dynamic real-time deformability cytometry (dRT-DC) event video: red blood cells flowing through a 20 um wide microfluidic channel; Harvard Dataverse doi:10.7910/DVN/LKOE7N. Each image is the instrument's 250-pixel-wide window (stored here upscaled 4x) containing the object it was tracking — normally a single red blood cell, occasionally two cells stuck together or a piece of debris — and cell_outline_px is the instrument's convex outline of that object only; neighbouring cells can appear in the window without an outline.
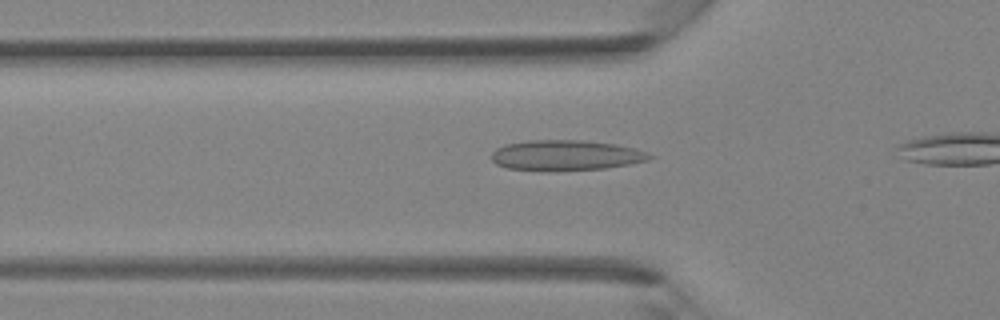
{"species": "Egyptian fruit bat (a non-hibernating species)", "species_latin": "Rousettus aegyptiacus", "temperature_condition": "room temperature", "stored_images_in_passage": 17, "camera_frame_rate_fps": 3000, "um_per_image_px": 0.085, "animal": {"sex": "female"}, "frame": {"image": 1, "passage_image": 10, "time_ms": 3.0, "image_size_px": [1000, 320], "cell_outline_px": [[656, 156], [648, 160], [628, 164], [604, 168], [548, 172], [508, 168], [496, 164], [492, 160], [492, 152], [496, 148], [508, 144], [528, 140], [580, 140], [616, 144], [636, 148], [648, 152]], "centroid_in_image_um": [48.11, 13.21], "position_along_channel_um": 77.7, "area_um2": 28.26}}
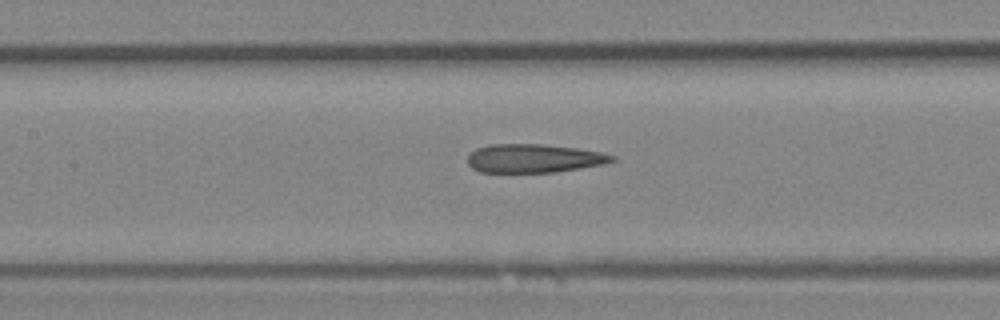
{"frame": {"image": 2, "passage_image": 15, "time_ms": 4.667, "image_size_px": [1000, 320], "cell_outline_px": [[616, 160], [604, 164], [556, 172], [480, 172], [472, 168], [468, 164], [468, 156], [476, 148], [492, 144], [544, 144], [576, 148], [600, 152], [616, 156]], "centroid_in_image_um": [45.39, 13.46], "position_along_channel_um": 162.0, "area_um2": 24.04}}